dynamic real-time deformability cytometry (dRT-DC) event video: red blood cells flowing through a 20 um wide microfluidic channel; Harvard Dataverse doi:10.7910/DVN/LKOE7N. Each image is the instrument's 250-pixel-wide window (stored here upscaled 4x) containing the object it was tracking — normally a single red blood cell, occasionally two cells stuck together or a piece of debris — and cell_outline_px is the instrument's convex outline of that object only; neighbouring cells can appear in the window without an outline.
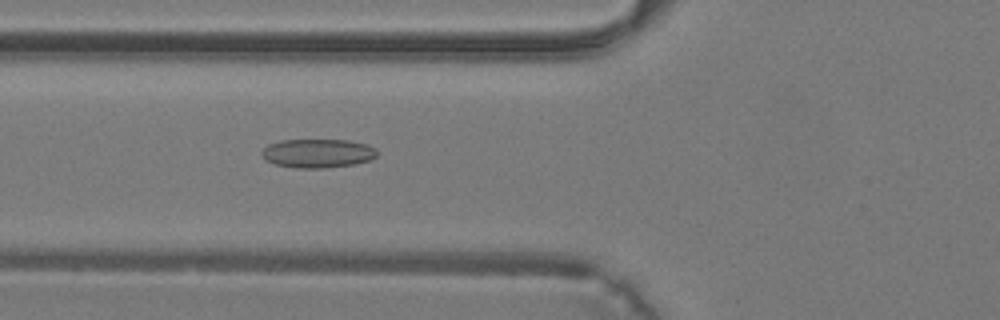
{"species": "common noctule bat (a hibernating species)", "species_latin": "Nyctalus noctula", "temperature_condition": "warm", "stored_images_in_passage": 40, "camera_frame_rate_fps": 3000, "um_per_image_px": 0.085, "animal": {"sex": "male", "body_mass_g": 19.2, "forearm_length_mm": 51.8}, "frame": {"image": 1, "passage_image": 15, "time_ms": 4.667, "image_size_px": [1000, 320], "cell_outline_px": [[376, 156], [368, 160], [352, 164], [324, 168], [296, 168], [276, 164], [264, 160], [260, 152], [268, 144], [280, 140], [348, 140], [368, 144], [376, 148]], "centroid_in_image_um": [26.97, 13.02], "position_along_channel_um": 98.8, "area_um2": 19.36}}
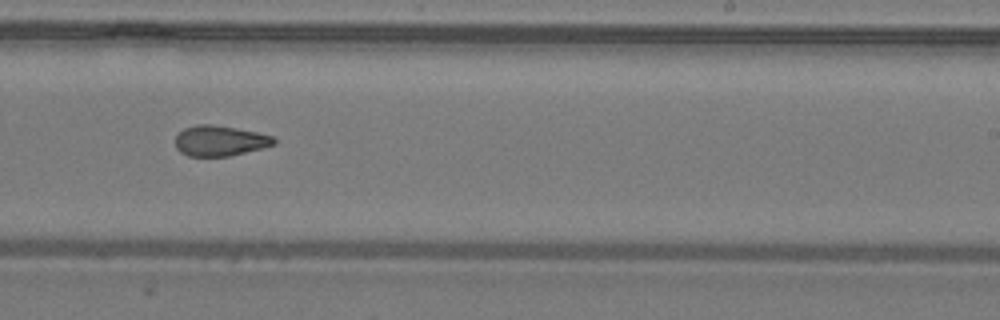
{"frame": {"image": 2, "passage_image": 25, "time_ms": 8.0, "image_size_px": [1000, 320], "cell_outline_px": [[276, 144], [228, 156], [188, 156], [180, 152], [176, 148], [176, 136], [184, 128], [196, 124], [212, 124], [236, 128], [256, 132], [272, 136], [276, 140]], "centroid_in_image_um": [18.66, 11.96], "position_along_channel_um": 270.3, "area_um2": 17.34}}
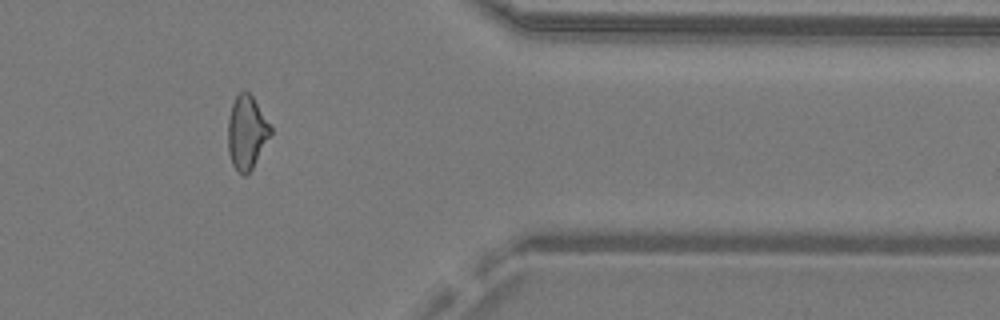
{"frame": {"image": 3, "passage_image": 33, "time_ms": 10.667, "image_size_px": [1000, 320], "cell_outline_px": [[272, 132], [252, 168], [244, 176], [232, 164], [228, 152], [228, 120], [232, 104], [236, 96], [244, 88], [252, 96], [272, 128]], "centroid_in_image_um": [20.95, 11.23], "position_along_channel_um": 390.4, "area_um2": 17.98}}